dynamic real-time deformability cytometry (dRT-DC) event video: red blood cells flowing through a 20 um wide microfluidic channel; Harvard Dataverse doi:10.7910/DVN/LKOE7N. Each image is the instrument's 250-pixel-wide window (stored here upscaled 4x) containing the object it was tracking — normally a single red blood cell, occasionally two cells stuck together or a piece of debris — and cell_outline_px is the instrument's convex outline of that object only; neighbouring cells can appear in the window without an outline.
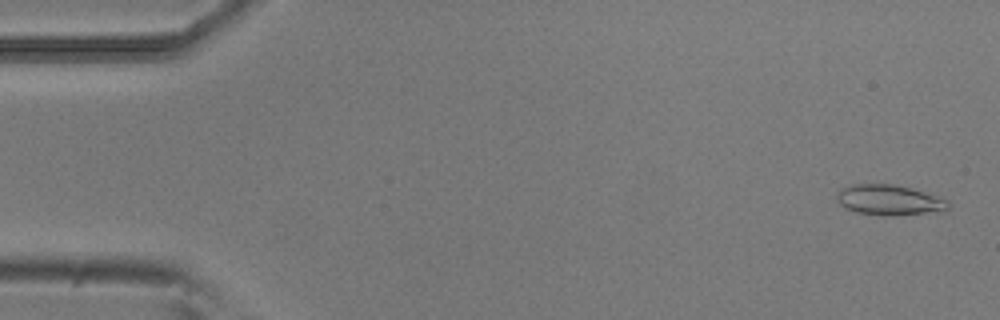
{"species": "common noctule bat (a hibernating species)", "species_latin": "Nyctalus noctula", "temperature_condition": "room temperature", "stored_images_in_passage": 53, "camera_frame_rate_fps": 3000, "um_per_image_px": 0.085, "animal": {"sex": "male", "body_mass_g": 20.5, "forearm_length_mm": 52.5}, "frame": {"image": 1, "passage_image": 2, "time_ms": 0.333, "image_size_px": [1000, 320], "cell_outline_px": [[948, 208], [924, 212], [892, 216], [884, 216], [856, 212], [844, 208], [836, 200], [836, 196], [844, 188], [852, 184], [892, 184], [912, 188], [940, 196], [948, 200]], "centroid_in_image_um": [75.55, 16.99], "position_along_channel_um": 9.5, "area_um2": 19.48}}
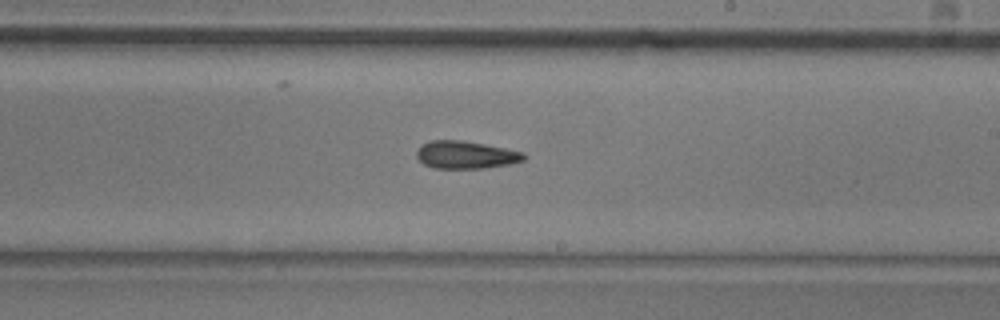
{"frame": {"image": 2, "passage_image": 31, "time_ms": 10.0, "image_size_px": [1000, 320], "cell_outline_px": [[528, 156], [524, 160], [508, 164], [484, 168], [436, 168], [424, 164], [416, 156], [416, 148], [420, 144], [432, 140], [464, 140], [524, 152]], "centroid_in_image_um": [39.57, 13.15], "position_along_channel_um": 249.4, "area_um2": 17.34}}
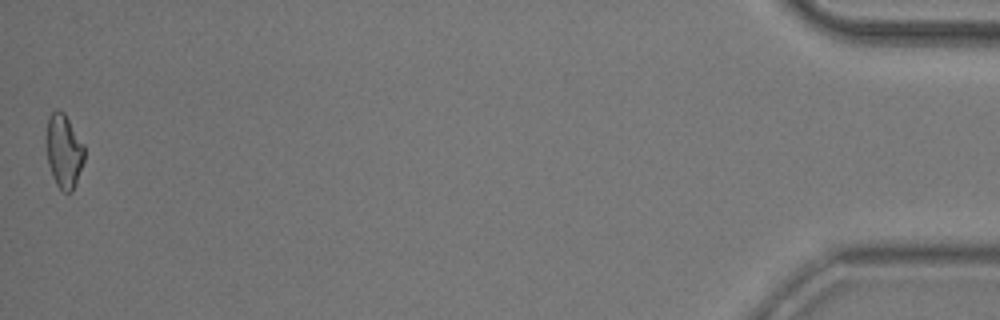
{"frame": {"image": 3, "passage_image": 53, "time_ms": 17.333, "image_size_px": [1000, 320], "cell_outline_px": [[84, 160], [76, 184], [72, 192], [64, 192], [56, 184], [52, 176], [48, 164], [48, 116], [56, 108], [64, 112], [84, 144]], "centroid_in_image_um": [5.46, 12.85], "position_along_channel_um": 429.7, "area_um2": 16.13}, "authors_computed_cell_mechanics": {"area_um2": 17.2244, "velocity_mm_per_s": 3.7922, "shape_relaxation_time_tau1_ms": null, "shape_relaxation_time_tau2_ms": 7.0372, "deformation_change_tau1": null, "deformation_change_tau2": 0.1749}}